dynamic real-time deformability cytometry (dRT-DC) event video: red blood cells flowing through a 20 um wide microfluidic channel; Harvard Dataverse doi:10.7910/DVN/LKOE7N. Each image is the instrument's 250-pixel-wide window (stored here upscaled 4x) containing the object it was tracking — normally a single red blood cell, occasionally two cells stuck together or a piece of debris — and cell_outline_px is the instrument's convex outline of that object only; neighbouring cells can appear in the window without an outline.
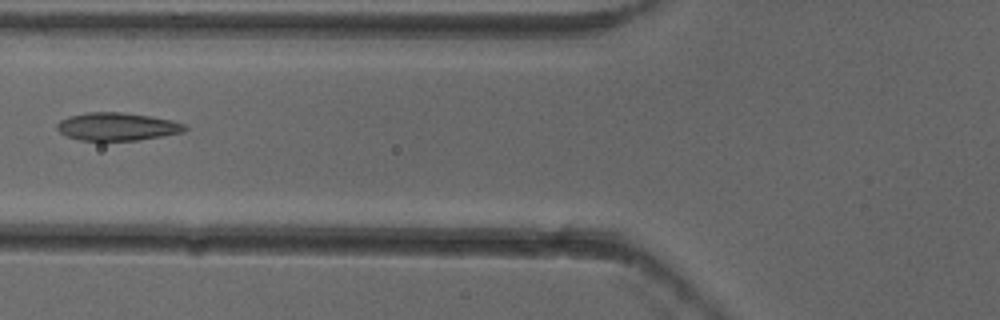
{"species": "common noctule bat (a hibernating species)", "species_latin": "Nyctalus noctula", "temperature_condition": "cold", "stored_images_in_passage": 7, "camera_frame_rate_fps": 3000, "um_per_image_px": 0.085, "animal": {"sex": "female"}, "frame": {"image": 1, "passage_image": 6, "time_ms": 1.667, "image_size_px": [1000, 320], "cell_outline_px": [[188, 128], [184, 132], [136, 140], [80, 140], [68, 136], [60, 132], [56, 128], [56, 124], [60, 120], [68, 116], [84, 112], [124, 112], [152, 116], [172, 120], [184, 124]], "centroid_in_image_um": [9.95, 10.74], "position_along_channel_um": 115.9, "area_um2": 20.81}}
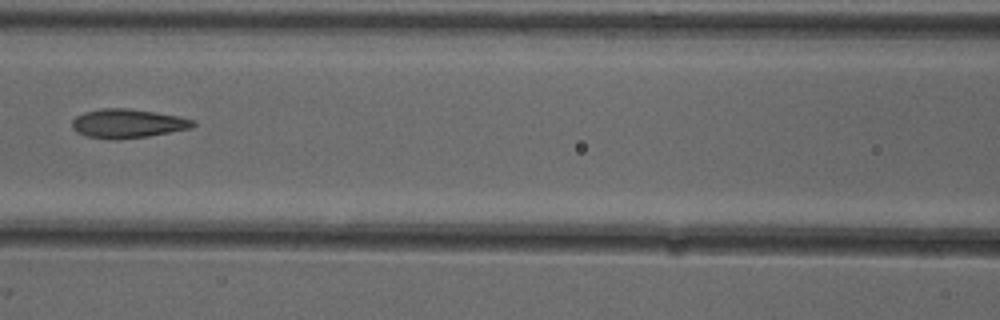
{"frame": {"image": 2, "passage_image": 7, "time_ms": 2.0, "image_size_px": [1000, 320], "cell_outline_px": [[196, 124], [192, 128], [148, 136], [116, 140], [112, 140], [88, 136], [76, 132], [72, 128], [72, 120], [76, 116], [84, 112], [104, 108], [128, 108], [180, 116], [192, 120]], "centroid_in_image_um": [10.84, 10.5], "position_along_channel_um": 155.8, "area_um2": 20.4}}